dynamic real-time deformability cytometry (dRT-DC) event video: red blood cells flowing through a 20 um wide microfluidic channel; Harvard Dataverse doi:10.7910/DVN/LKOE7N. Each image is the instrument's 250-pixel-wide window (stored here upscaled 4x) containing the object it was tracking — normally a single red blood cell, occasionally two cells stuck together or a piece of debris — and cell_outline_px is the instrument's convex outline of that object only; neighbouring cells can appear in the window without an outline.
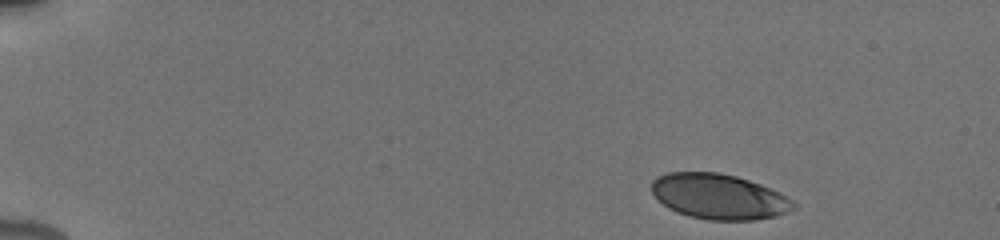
{"species": "human", "species_latin": "Homo sapiens", "temperature_condition": "cold", "stored_images_in_passage": 6, "camera_frame_rate_fps": 3000, "um_per_image_px": 0.085, "donor": {"sex": "male"}, "frame": {"image": 1, "passage_image": 1, "time_ms": 0.0, "image_size_px": [1000, 240], "cell_outline_px": [[796, 208], [788, 212], [776, 216], [756, 220], [708, 220], [688, 216], [676, 212], [668, 208], [652, 192], [652, 180], [656, 176], [668, 172], [720, 172], [736, 176], [760, 184], [780, 192], [792, 200], [796, 204]], "centroid_in_image_um": [61.12, 16.71], "position_along_channel_um": 23.9, "area_um2": 37.63}}
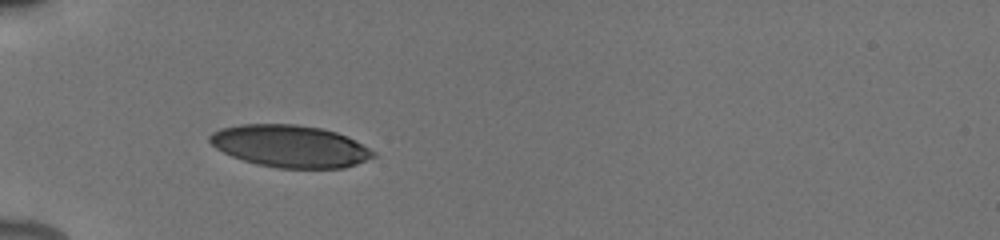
{"frame": {"image": 2, "passage_image": 4, "time_ms": 3.667, "image_size_px": [1000, 240], "cell_outline_px": [[376, 156], [356, 164], [344, 168], [280, 168], [256, 164], [232, 156], [216, 148], [208, 140], [208, 136], [212, 132], [220, 128], [240, 124], [296, 124], [320, 128], [336, 132], [348, 136], [376, 152]], "centroid_in_image_um": [24.65, 12.42], "position_along_channel_um": 60.3, "area_um2": 40.23}}
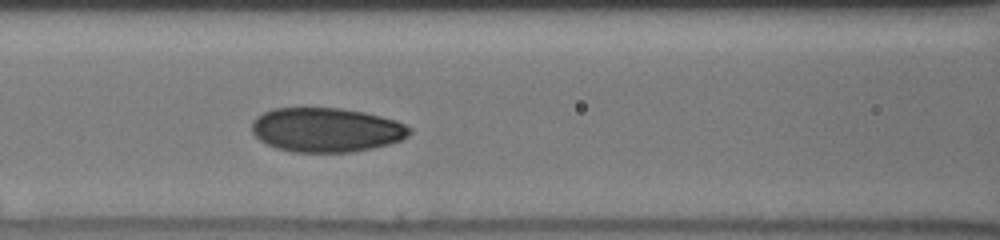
{"frame": {"image": 3, "passage_image": 6, "time_ms": 6.0, "image_size_px": [1000, 240], "cell_outline_px": [[412, 132], [408, 136], [400, 140], [388, 144], [372, 148], [352, 152], [292, 152], [276, 148], [260, 140], [252, 132], [252, 124], [256, 116], [264, 112], [276, 108], [340, 108], [364, 112], [396, 120], [412, 128]], "centroid_in_image_um": [27.75, 11.04], "position_along_channel_um": 138.9, "area_um2": 40.69}}